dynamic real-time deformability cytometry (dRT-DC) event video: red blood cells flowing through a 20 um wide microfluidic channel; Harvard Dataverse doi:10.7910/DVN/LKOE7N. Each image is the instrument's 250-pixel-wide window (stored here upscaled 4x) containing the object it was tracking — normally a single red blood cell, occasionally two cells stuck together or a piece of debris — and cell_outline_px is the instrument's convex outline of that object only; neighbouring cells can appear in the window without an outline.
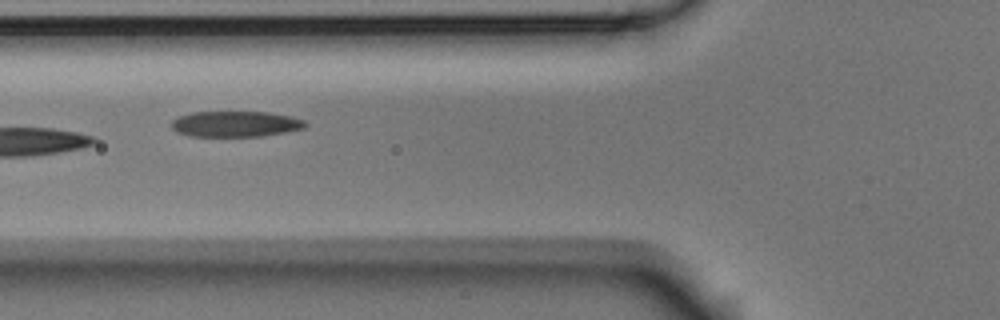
{"species": "Egyptian fruit bat (a non-hibernating species)", "species_latin": "Rousettus aegyptiacus", "temperature_condition": "room temperature", "stored_images_in_passage": 9, "camera_frame_rate_fps": 3000, "um_per_image_px": 0.085, "animal": {"sex": "male"}, "frame": {"image": 1, "passage_image": 4, "time_ms": 1.0, "image_size_px": [1000, 320], "cell_outline_px": [[308, 124], [304, 128], [264, 136], [188, 136], [176, 132], [172, 128], [172, 120], [180, 116], [192, 112], [268, 112], [292, 116], [304, 120]], "centroid_in_image_um": [20.03, 10.54], "position_along_channel_um": 105.8, "area_um2": 20.11}}
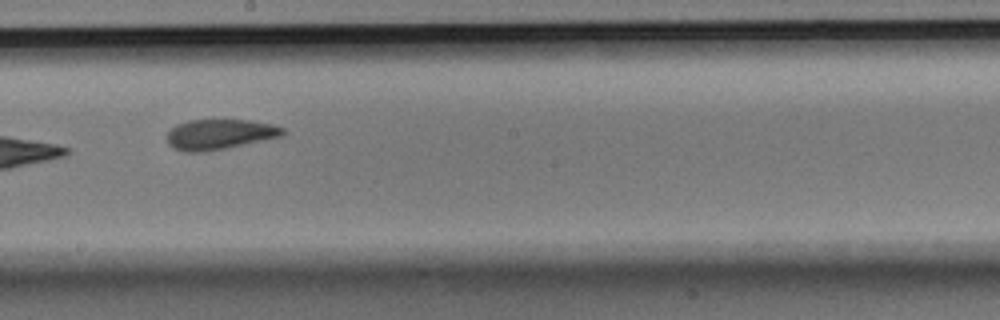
{"frame": {"image": 2, "passage_image": 7, "time_ms": 2.0, "image_size_px": [1000, 320], "cell_outline_px": [[288, 132], [284, 136], [204, 152], [184, 152], [172, 148], [168, 144], [168, 132], [176, 124], [188, 120], [252, 120], [272, 124], [284, 128]], "centroid_in_image_um": [18.69, 11.41], "position_along_channel_um": 229.5, "area_um2": 20.52}}
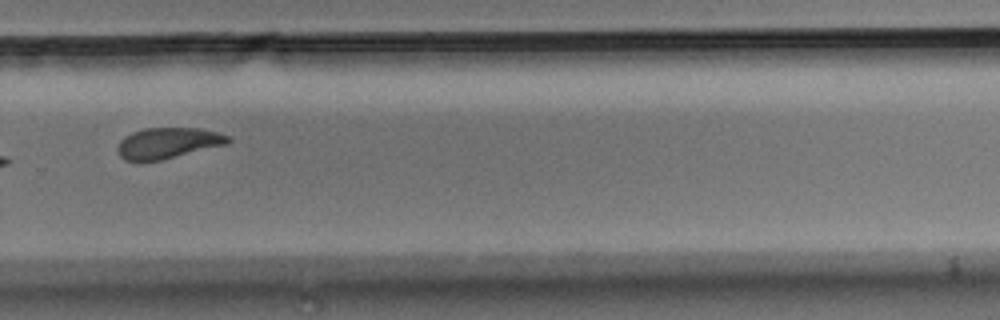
{"frame": {"image": 3, "passage_image": 9, "time_ms": 2.667, "image_size_px": [1000, 320], "cell_outline_px": [[232, 140], [228, 144], [160, 160], [140, 164], [136, 164], [124, 160], [120, 156], [116, 148], [120, 140], [124, 136], [132, 132], [144, 128], [200, 128], [216, 132], [228, 136]], "centroid_in_image_um": [14.2, 12.19], "position_along_channel_um": 315.6, "area_um2": 20.35}}